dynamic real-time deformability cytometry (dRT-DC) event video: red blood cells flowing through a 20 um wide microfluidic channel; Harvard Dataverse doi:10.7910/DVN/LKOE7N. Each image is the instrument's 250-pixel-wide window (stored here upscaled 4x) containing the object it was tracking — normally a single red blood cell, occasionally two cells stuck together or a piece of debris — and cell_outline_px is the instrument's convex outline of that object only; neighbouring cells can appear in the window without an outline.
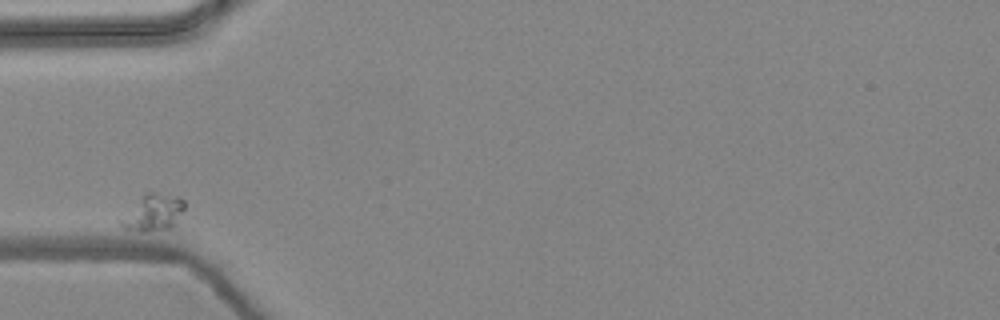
{"species": "common noctule bat (a hibernating species)", "species_latin": "Nyctalus noctula", "temperature_condition": "warm", "stored_images_in_passage": 3, "camera_frame_rate_fps": 3000, "um_per_image_px": 0.085, "animal": {"sex": "female", "body_mass_g": 24.6, "forearm_length_mm": 56.2}, "frame": {"image": 1, "passage_image": 1, "time_ms": 0.0, "image_size_px": [1000, 320], "cell_outline_px": [[184, 208], [176, 224], [172, 228], [148, 232], [140, 232], [124, 228], [120, 224], [120, 220], [144, 192], [152, 192], [180, 196], [184, 200]], "centroid_in_image_um": [13.05, 18.08], "position_along_channel_um": 71.9, "area_um2": 13.64}}
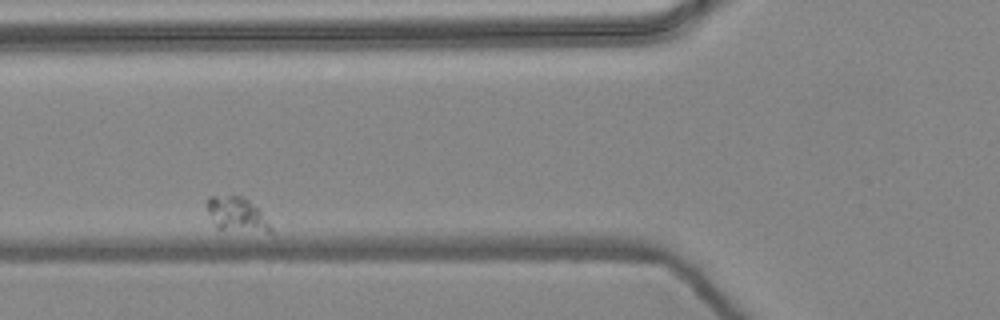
{"frame": {"image": 2, "passage_image": 2, "time_ms": 0.333, "image_size_px": [1000, 320], "cell_outline_px": [[272, 236], [268, 236], [216, 228], [208, 212], [208, 196], [240, 196], [248, 200], [260, 212], [272, 228]], "centroid_in_image_um": [20.19, 18.32], "position_along_channel_um": 105.6, "area_um2": 13.01}}